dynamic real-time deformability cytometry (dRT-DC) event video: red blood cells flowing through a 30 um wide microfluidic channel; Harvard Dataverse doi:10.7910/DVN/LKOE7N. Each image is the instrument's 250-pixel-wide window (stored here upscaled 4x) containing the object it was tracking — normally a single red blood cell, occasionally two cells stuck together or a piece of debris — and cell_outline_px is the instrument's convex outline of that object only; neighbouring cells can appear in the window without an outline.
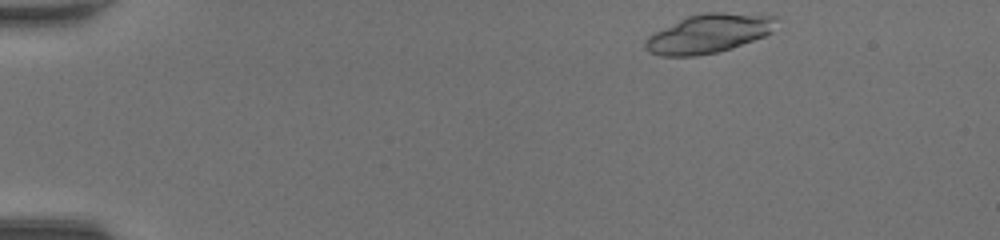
{"species": "common noctule bat (a hibernating species)", "species_latin": "Nyctalus noctula", "temperature_condition": "room temperature", "stored_images_in_passage": 42, "camera_frame_rate_fps": 3000, "um_per_image_px": 0.085, "animal": {"sex": "female", "body_mass_g": 20.0, "forearm_length_mm": 54.0}, "frame": {"image": 1, "passage_image": 1, "time_ms": 0.0, "image_size_px": [1000, 240], "cell_outline_px": [[776, 20], [772, 32], [764, 36], [732, 48], [716, 52], [696, 56], [660, 56], [648, 52], [644, 48], [644, 40], [648, 36], [688, 16], [704, 12], [724, 12], [776, 16]], "centroid_in_image_um": [60.22, 2.86], "position_along_channel_um": 24.8, "area_um2": 29.48}}
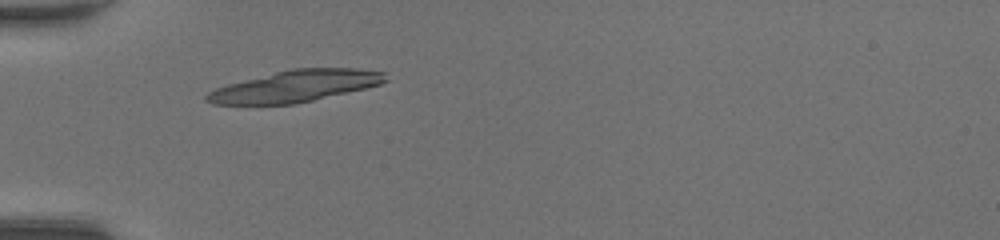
{"frame": {"image": 2, "passage_image": 10, "time_ms": 3.0, "image_size_px": [1000, 240], "cell_outline_px": [[388, 80], [380, 84], [364, 88], [296, 104], [212, 104], [204, 100], [204, 96], [208, 92], [216, 88], [228, 84], [292, 68], [356, 68], [384, 72]], "centroid_in_image_um": [25.09, 7.32], "position_along_channel_um": 59.9, "area_um2": 32.54}}